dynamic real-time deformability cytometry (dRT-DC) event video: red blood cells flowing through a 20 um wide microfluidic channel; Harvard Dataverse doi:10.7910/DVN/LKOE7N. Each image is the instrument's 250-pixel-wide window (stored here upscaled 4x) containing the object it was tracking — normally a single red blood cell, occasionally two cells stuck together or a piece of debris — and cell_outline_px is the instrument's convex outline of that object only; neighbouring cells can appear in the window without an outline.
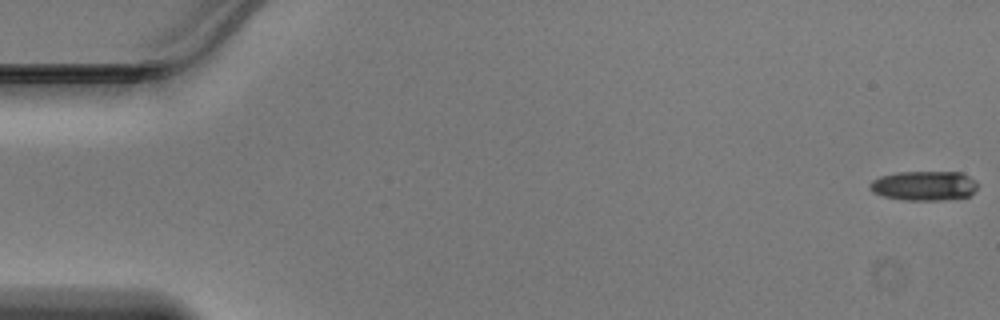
{"species": "Egyptian fruit bat (a non-hibernating species)", "species_latin": "Rousettus aegyptiacus", "temperature_condition": "warm", "stored_images_in_passage": 46, "camera_frame_rate_fps": 3000, "um_per_image_px": 0.085, "animal": {"sex": "male"}, "frame": {"image": 1, "passage_image": 1, "time_ms": 0.0, "image_size_px": [1000, 320], "cell_outline_px": [[976, 188], [968, 196], [944, 200], [904, 200], [884, 196], [872, 192], [868, 188], [868, 184], [872, 180], [880, 176], [896, 172], [960, 172], [968, 176], [976, 184]], "centroid_in_image_um": [78.47, 15.78], "position_along_channel_um": 6.5, "area_um2": 18.5}}
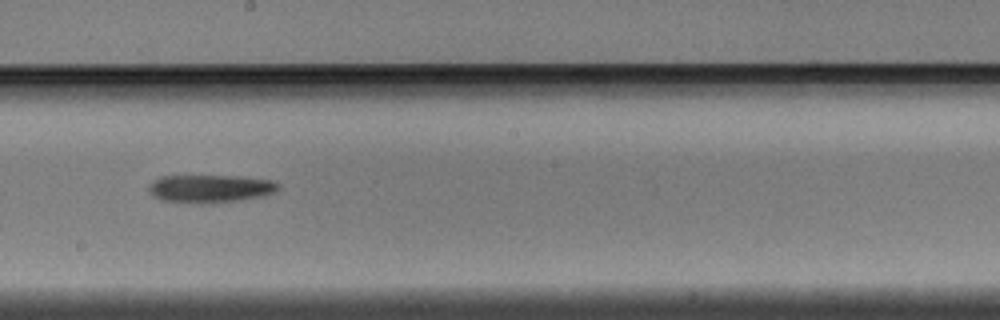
{"frame": {"image": 2, "passage_image": 27, "time_ms": 8.667, "image_size_px": [1000, 320], "cell_outline_px": [[280, 188], [276, 192], [264, 196], [240, 200], [212, 204], [200, 204], [160, 200], [152, 196], [148, 188], [152, 180], [160, 176], [244, 176], [272, 180], [280, 184]], "centroid_in_image_um": [17.89, 16.04], "position_along_channel_um": 230.3, "area_um2": 21.62}}
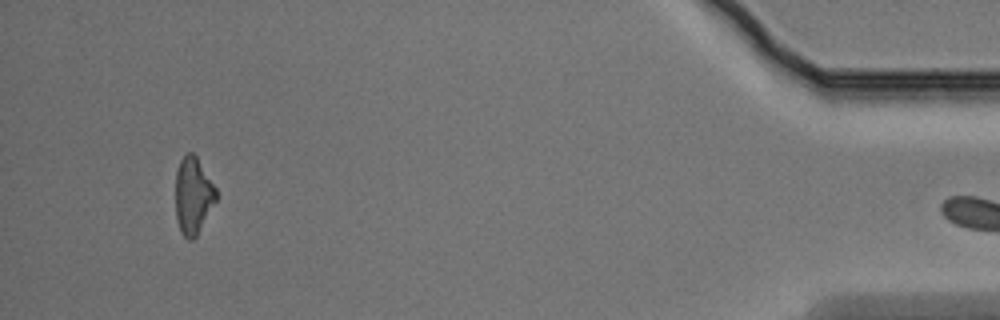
{"frame": {"image": 3, "passage_image": 45, "time_ms": 14.667, "image_size_px": [1000, 320], "cell_outline_px": [[216, 200], [196, 236], [192, 240], [188, 240], [180, 232], [176, 220], [176, 172], [180, 160], [188, 152], [192, 152], [196, 156], [216, 188]], "centroid_in_image_um": [16.4, 16.64], "position_along_channel_um": 418.8, "area_um2": 17.98}}